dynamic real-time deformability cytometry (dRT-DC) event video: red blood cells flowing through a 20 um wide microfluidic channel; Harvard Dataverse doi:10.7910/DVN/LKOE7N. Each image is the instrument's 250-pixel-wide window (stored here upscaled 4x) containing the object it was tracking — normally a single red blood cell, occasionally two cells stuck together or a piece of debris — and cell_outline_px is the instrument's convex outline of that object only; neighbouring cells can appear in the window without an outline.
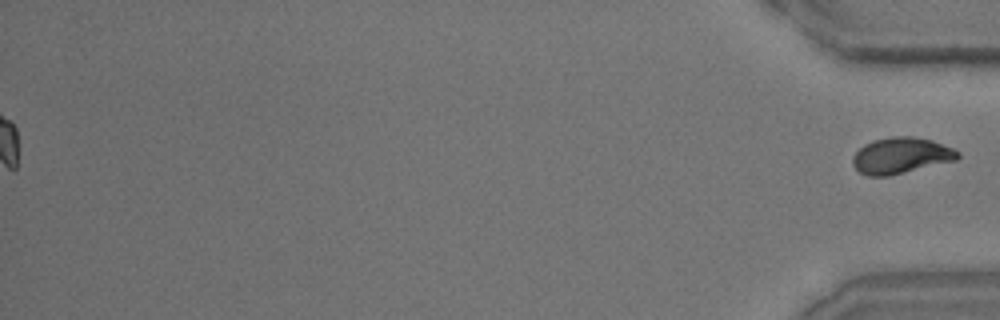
{"species": "common noctule bat (a hibernating species)", "species_latin": "Nyctalus noctula", "temperature_condition": "room temperature", "stored_images_in_passage": 46, "segment_of_instrument_passage": [2, 2], "camera_frame_rate_fps": 3000, "um_per_image_px": 0.085, "animal": {"sex": "male", "body_mass_g": 15.6}, "frame": {"image": 1, "passage_image": 46, "time_ms": 15.0, "image_size_px": [1000, 320], "cell_outline_px": [[960, 156], [956, 160], [888, 176], [868, 176], [860, 172], [852, 164], [852, 156], [864, 144], [872, 140], [892, 136], [912, 136], [932, 140], [952, 148], [960, 152]], "centroid_in_image_um": [76.57, 13.21], "position_along_channel_um": 358.6, "area_um2": 22.08}}